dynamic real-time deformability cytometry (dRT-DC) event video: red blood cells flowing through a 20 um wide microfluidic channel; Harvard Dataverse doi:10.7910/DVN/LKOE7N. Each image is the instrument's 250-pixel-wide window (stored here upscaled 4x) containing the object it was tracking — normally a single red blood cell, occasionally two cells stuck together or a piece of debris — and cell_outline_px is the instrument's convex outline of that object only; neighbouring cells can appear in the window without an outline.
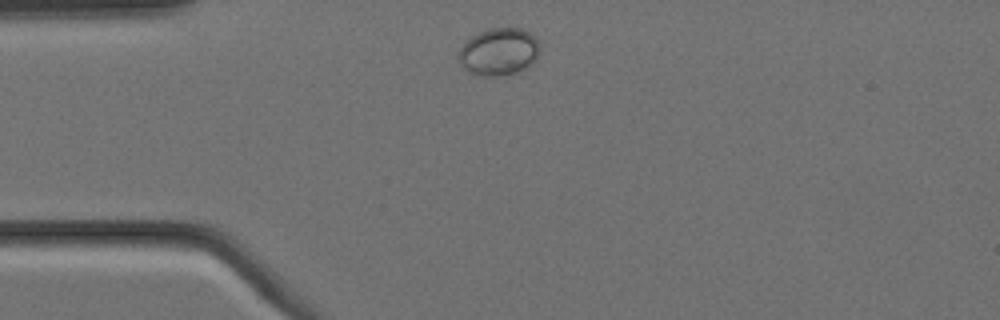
{"species": "Egyptian fruit bat (a non-hibernating species)", "species_latin": "Rousettus aegyptiacus", "temperature_condition": "cold", "stored_images_in_passage": 7, "camera_frame_rate_fps": 3000, "um_per_image_px": 0.085, "animal": {"sex": "female"}, "frame": {"image": 1, "passage_image": 1, "time_ms": 0.0, "image_size_px": [1000, 320], "cell_outline_px": [[540, 52], [536, 60], [532, 64], [516, 72], [500, 76], [480, 76], [468, 72], [460, 64], [460, 48], [472, 36], [488, 28], [520, 28], [536, 36], [540, 44]], "centroid_in_image_um": [42.44, 4.4], "position_along_channel_um": 42.6, "area_um2": 22.48}}
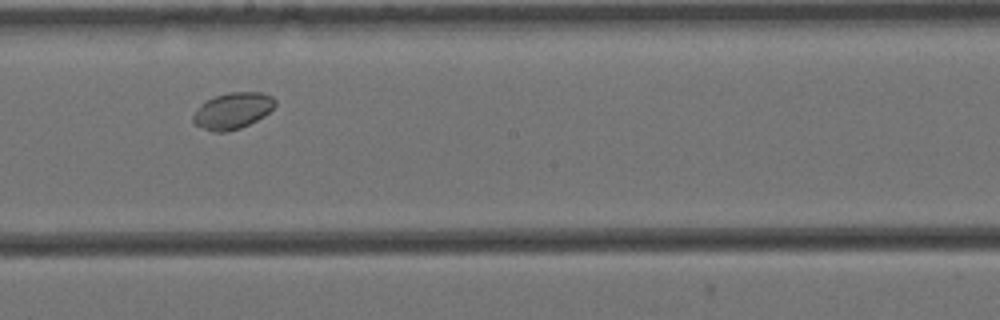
{"frame": {"image": 2, "passage_image": 6, "time_ms": 1.667, "image_size_px": [1000, 320], "cell_outline_px": [[276, 104], [264, 116], [240, 128], [228, 132], [212, 132], [196, 124], [192, 120], [192, 116], [200, 104], [216, 96], [228, 92], [260, 92], [272, 96], [276, 100]], "centroid_in_image_um": [19.77, 9.41], "position_along_channel_um": 228.4, "area_um2": 17.22}}
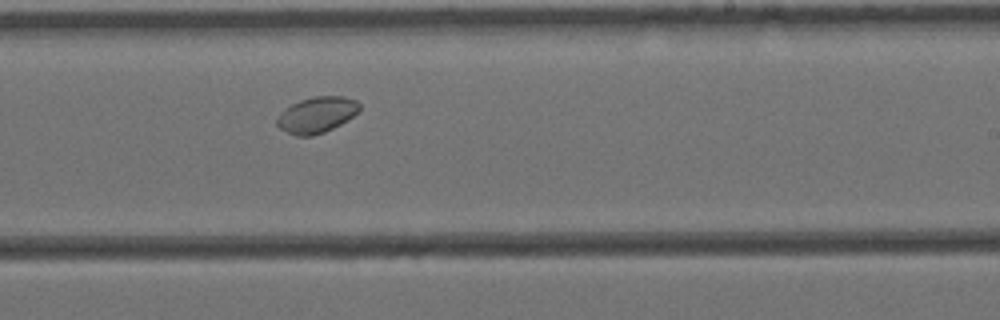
{"frame": {"image": 3, "passage_image": 7, "time_ms": 2.0, "image_size_px": [1000, 320], "cell_outline_px": [[360, 112], [340, 124], [324, 132], [312, 136], [296, 136], [280, 128], [276, 124], [276, 120], [280, 112], [292, 104], [300, 100], [312, 96], [344, 96], [356, 100], [360, 104]], "centroid_in_image_um": [26.93, 9.75], "position_along_channel_um": 262.1, "area_um2": 17.34}}